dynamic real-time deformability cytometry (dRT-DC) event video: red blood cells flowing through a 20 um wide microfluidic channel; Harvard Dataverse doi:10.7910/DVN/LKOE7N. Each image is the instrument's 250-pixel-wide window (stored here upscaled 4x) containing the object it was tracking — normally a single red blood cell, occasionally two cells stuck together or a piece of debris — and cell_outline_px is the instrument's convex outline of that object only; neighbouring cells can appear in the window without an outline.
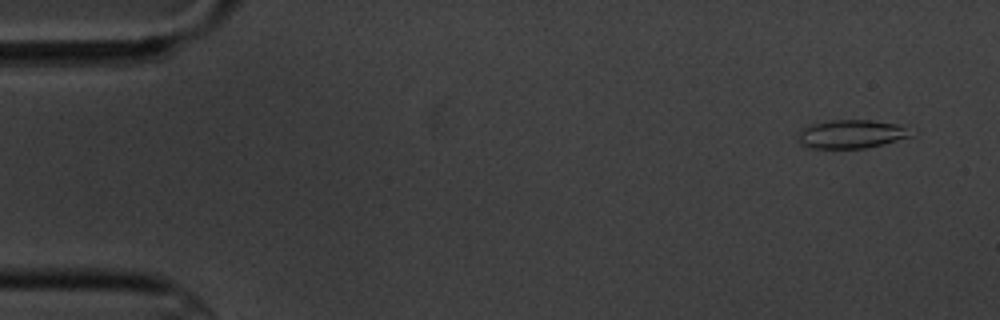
{"species": "common noctule bat (a hibernating species)", "species_latin": "Nyctalus noctula", "temperature_condition": "cold", "stored_images_in_passage": 6, "camera_frame_rate_fps": 3000, "um_per_image_px": 0.085, "animal": {"sex": "male", "body_mass_g": 20.1, "forearm_length_mm": 53.5}, "frame": {"image": 1, "passage_image": 1, "time_ms": 0.0, "image_size_px": [1000, 320], "cell_outline_px": [[912, 136], [884, 144], [864, 148], [808, 148], [800, 144], [796, 140], [800, 128], [808, 124], [832, 120], [872, 120], [900, 124]], "centroid_in_image_um": [72.26, 11.39], "position_along_channel_um": 12.7, "area_um2": 18.9}}
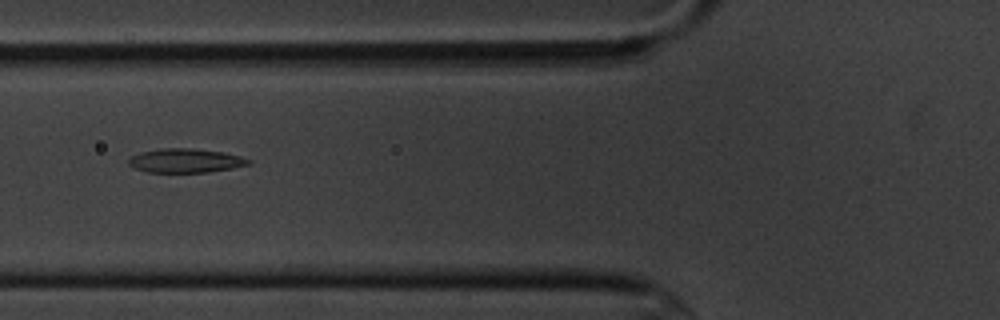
{"frame": {"image": 2, "passage_image": 5, "time_ms": 6.0, "image_size_px": [1000, 320], "cell_outline_px": [[252, 164], [232, 168], [208, 172], [148, 172], [136, 168], [128, 164], [128, 160], [132, 156], [140, 152], [160, 148], [192, 148], [224, 152], [240, 156], [252, 160]], "centroid_in_image_um": [15.8, 13.65], "position_along_channel_um": 110.0, "area_um2": 16.82}}
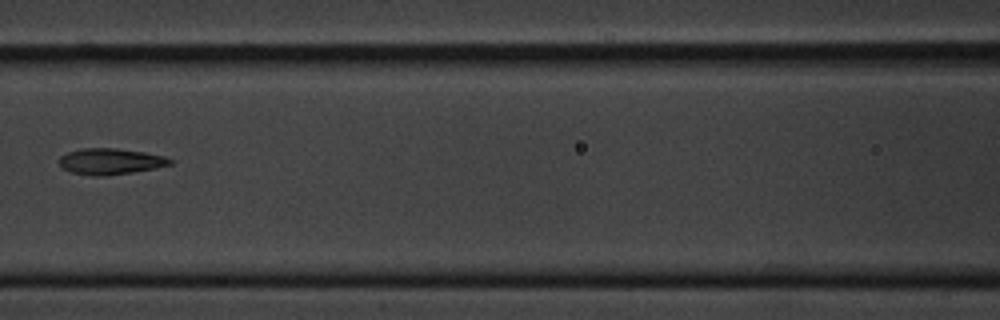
{"frame": {"image": 3, "passage_image": 6, "time_ms": 7.333, "image_size_px": [1000, 320], "cell_outline_px": [[172, 164], [156, 168], [132, 172], [104, 176], [88, 176], [72, 172], [64, 168], [56, 160], [60, 156], [68, 152], [80, 148], [116, 148], [144, 152], [164, 156], [172, 160]], "centroid_in_image_um": [9.36, 13.72], "position_along_channel_um": 157.2, "area_um2": 16.94}}